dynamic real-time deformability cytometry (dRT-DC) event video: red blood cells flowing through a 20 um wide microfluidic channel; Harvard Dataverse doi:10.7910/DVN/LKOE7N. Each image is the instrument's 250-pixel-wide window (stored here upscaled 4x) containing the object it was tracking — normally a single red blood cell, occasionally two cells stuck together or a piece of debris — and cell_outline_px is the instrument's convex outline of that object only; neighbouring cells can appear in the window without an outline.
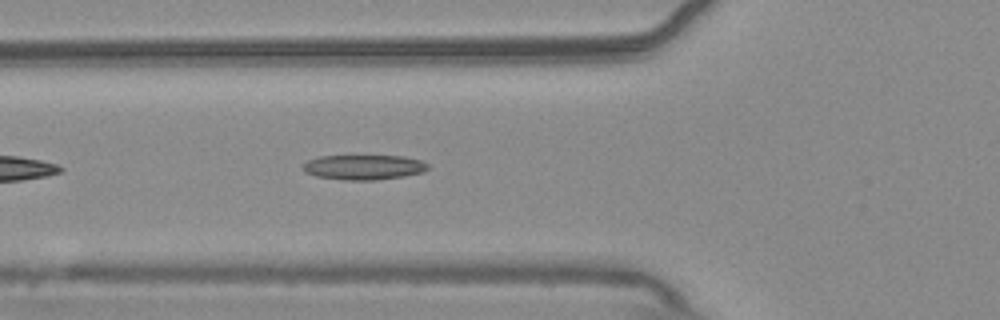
{"species": "common noctule bat (a hibernating species)", "species_latin": "Nyctalus noctula", "temperature_condition": "warm", "stored_images_in_passage": 13, "camera_frame_rate_fps": 3000, "um_per_image_px": 0.085, "animal": {"sex": "male", "body_mass_g": 20.4}, "frame": {"image": 1, "passage_image": 6, "time_ms": 1.667, "image_size_px": [1000, 320], "cell_outline_px": [[428, 168], [424, 172], [404, 176], [376, 180], [340, 180], [316, 176], [304, 172], [304, 164], [308, 160], [320, 156], [404, 156], [420, 160], [428, 164]], "centroid_in_image_um": [30.93, 14.22], "position_along_channel_um": 94.9, "area_um2": 18.15}}
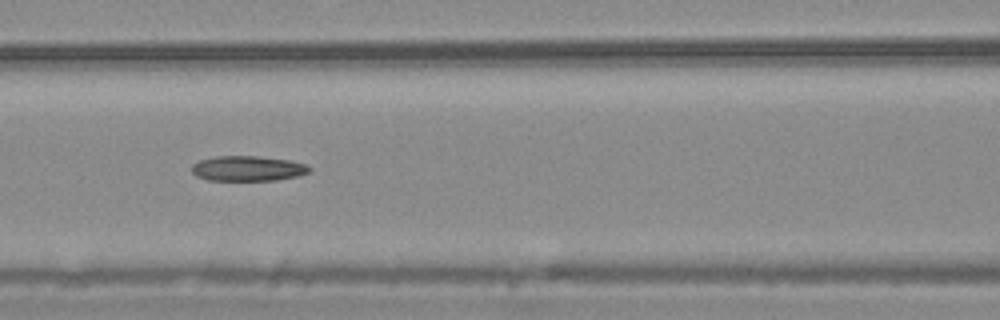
{"frame": {"image": 2, "passage_image": 10, "time_ms": 3.0, "image_size_px": [1000, 320], "cell_outline_px": [[312, 168], [308, 172], [296, 176], [276, 180], [208, 180], [196, 176], [192, 172], [192, 164], [200, 160], [216, 156], [256, 156], [288, 160], [304, 164]], "centroid_in_image_um": [21.02, 14.32], "position_along_channel_um": 145.6, "area_um2": 17.05}}